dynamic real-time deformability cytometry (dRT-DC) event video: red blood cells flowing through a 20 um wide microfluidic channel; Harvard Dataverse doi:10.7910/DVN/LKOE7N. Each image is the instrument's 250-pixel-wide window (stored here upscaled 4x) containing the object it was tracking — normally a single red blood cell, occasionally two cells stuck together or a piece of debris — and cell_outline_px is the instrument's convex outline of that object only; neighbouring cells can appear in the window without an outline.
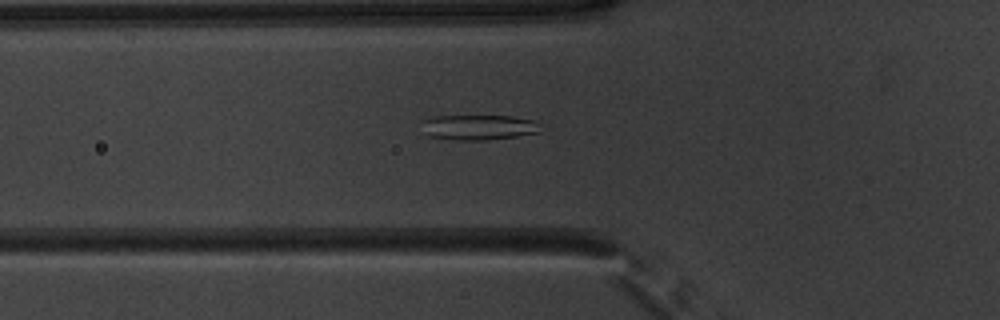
{"species": "common noctule bat (a hibernating species)", "species_latin": "Nyctalus noctula", "temperature_condition": "warm", "stored_images_in_passage": 49, "camera_frame_rate_fps": 3000, "um_per_image_px": 0.085, "animal": {"sex": "male", "body_mass_g": 20.1, "forearm_length_mm": 53.5}, "frame": {"image": 1, "passage_image": 16, "time_ms": 5.0, "image_size_px": [1000, 320], "cell_outline_px": [[548, 124], [540, 132], [516, 136], [488, 140], [456, 140], [428, 136], [424, 132], [420, 120], [432, 116], [512, 116], [532, 120]], "centroid_in_image_um": [40.74, 10.81], "position_along_channel_um": 85.1, "area_um2": 17.92}}
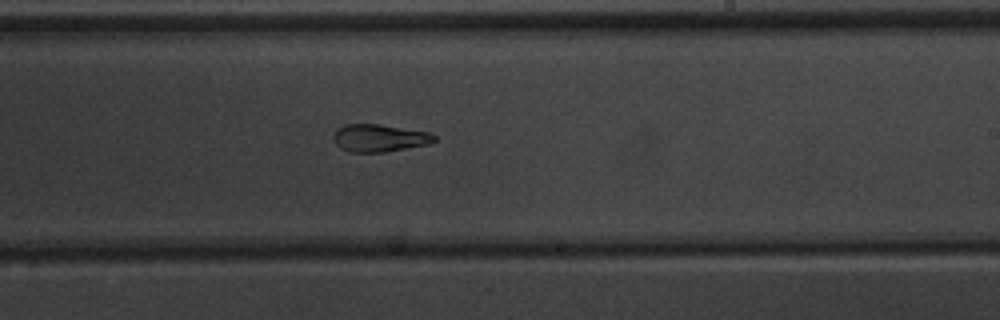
{"frame": {"image": 2, "passage_image": 29, "time_ms": 9.333, "image_size_px": [1000, 320], "cell_outline_px": [[436, 140], [428, 144], [384, 152], [352, 152], [340, 148], [332, 140], [332, 136], [336, 128], [344, 124], [380, 124], [428, 132], [436, 136]], "centroid_in_image_um": [32.19, 11.72], "position_along_channel_um": 256.8, "area_um2": 16.24}}
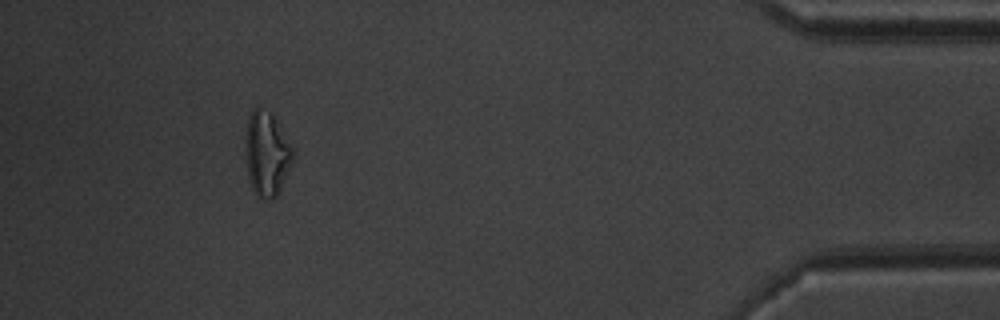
{"frame": {"image": 3, "passage_image": 45, "time_ms": 14.667, "image_size_px": [1000, 320], "cell_outline_px": [[296, 156], [280, 192], [272, 200], [260, 200], [256, 196], [252, 188], [248, 176], [244, 148], [244, 136], [248, 116], [252, 108], [260, 108], [272, 112], [292, 148]], "centroid_in_image_um": [22.66, 13.1], "position_along_channel_um": 412.5, "area_um2": 24.16}, "authors_computed_cell_mechanics": {"area_um2": 19.9988, "velocity_mm_per_s": 3.9471, "shape_relaxation_time_tau1_ms": 8.1663, "shape_relaxation_time_tau2_ms": 1.4307, "deformation_change_tau1": 0.2221, "deformation_change_tau2": 0.0715}}